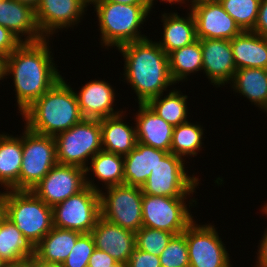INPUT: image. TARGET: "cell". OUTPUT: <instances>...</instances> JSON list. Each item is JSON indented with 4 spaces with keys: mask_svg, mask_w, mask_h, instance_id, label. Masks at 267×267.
<instances>
[{
    "mask_svg": "<svg viewBox=\"0 0 267 267\" xmlns=\"http://www.w3.org/2000/svg\"><path fill=\"white\" fill-rule=\"evenodd\" d=\"M49 42V38L22 42L6 57L5 76L13 78L17 113L26 110L63 77L54 63Z\"/></svg>",
    "mask_w": 267,
    "mask_h": 267,
    "instance_id": "cell-1",
    "label": "cell"
},
{
    "mask_svg": "<svg viewBox=\"0 0 267 267\" xmlns=\"http://www.w3.org/2000/svg\"><path fill=\"white\" fill-rule=\"evenodd\" d=\"M124 58V82L134 90L138 104H146L152 98L167 91L176 83L169 70V59L157 41L149 38L134 41L117 48Z\"/></svg>",
    "mask_w": 267,
    "mask_h": 267,
    "instance_id": "cell-2",
    "label": "cell"
},
{
    "mask_svg": "<svg viewBox=\"0 0 267 267\" xmlns=\"http://www.w3.org/2000/svg\"><path fill=\"white\" fill-rule=\"evenodd\" d=\"M64 78L20 113L29 130L55 137L84 119L75 91Z\"/></svg>",
    "mask_w": 267,
    "mask_h": 267,
    "instance_id": "cell-3",
    "label": "cell"
},
{
    "mask_svg": "<svg viewBox=\"0 0 267 267\" xmlns=\"http://www.w3.org/2000/svg\"><path fill=\"white\" fill-rule=\"evenodd\" d=\"M93 5L100 30L101 47L109 49L116 46L148 38L141 33L150 11L146 4H121L106 0H90Z\"/></svg>",
    "mask_w": 267,
    "mask_h": 267,
    "instance_id": "cell-4",
    "label": "cell"
},
{
    "mask_svg": "<svg viewBox=\"0 0 267 267\" xmlns=\"http://www.w3.org/2000/svg\"><path fill=\"white\" fill-rule=\"evenodd\" d=\"M6 217L34 246L53 228L52 207L32 190L8 189Z\"/></svg>",
    "mask_w": 267,
    "mask_h": 267,
    "instance_id": "cell-5",
    "label": "cell"
},
{
    "mask_svg": "<svg viewBox=\"0 0 267 267\" xmlns=\"http://www.w3.org/2000/svg\"><path fill=\"white\" fill-rule=\"evenodd\" d=\"M54 138L59 164L86 169L91 158L102 150L101 126L98 119H83Z\"/></svg>",
    "mask_w": 267,
    "mask_h": 267,
    "instance_id": "cell-6",
    "label": "cell"
},
{
    "mask_svg": "<svg viewBox=\"0 0 267 267\" xmlns=\"http://www.w3.org/2000/svg\"><path fill=\"white\" fill-rule=\"evenodd\" d=\"M188 198L190 197H165L143 194L142 226L165 230L174 235L183 233L195 220L189 208L193 207L194 204L196 207L197 201L194 197L189 201L187 200ZM186 201L189 204H186Z\"/></svg>",
    "mask_w": 267,
    "mask_h": 267,
    "instance_id": "cell-7",
    "label": "cell"
},
{
    "mask_svg": "<svg viewBox=\"0 0 267 267\" xmlns=\"http://www.w3.org/2000/svg\"><path fill=\"white\" fill-rule=\"evenodd\" d=\"M186 161L168 152L151 170L145 184L141 187L143 194L165 197H192L199 185L198 176L185 171Z\"/></svg>",
    "mask_w": 267,
    "mask_h": 267,
    "instance_id": "cell-8",
    "label": "cell"
},
{
    "mask_svg": "<svg viewBox=\"0 0 267 267\" xmlns=\"http://www.w3.org/2000/svg\"><path fill=\"white\" fill-rule=\"evenodd\" d=\"M22 151L19 190H32L58 163L55 138L35 133L24 126Z\"/></svg>",
    "mask_w": 267,
    "mask_h": 267,
    "instance_id": "cell-9",
    "label": "cell"
},
{
    "mask_svg": "<svg viewBox=\"0 0 267 267\" xmlns=\"http://www.w3.org/2000/svg\"><path fill=\"white\" fill-rule=\"evenodd\" d=\"M100 191L101 217L136 233L142 227V188L126 184Z\"/></svg>",
    "mask_w": 267,
    "mask_h": 267,
    "instance_id": "cell-10",
    "label": "cell"
},
{
    "mask_svg": "<svg viewBox=\"0 0 267 267\" xmlns=\"http://www.w3.org/2000/svg\"><path fill=\"white\" fill-rule=\"evenodd\" d=\"M53 226L81 234L90 233L101 217L99 192L86 186L52 207Z\"/></svg>",
    "mask_w": 267,
    "mask_h": 267,
    "instance_id": "cell-11",
    "label": "cell"
},
{
    "mask_svg": "<svg viewBox=\"0 0 267 267\" xmlns=\"http://www.w3.org/2000/svg\"><path fill=\"white\" fill-rule=\"evenodd\" d=\"M215 225L194 220L183 232L186 236L189 267H233Z\"/></svg>",
    "mask_w": 267,
    "mask_h": 267,
    "instance_id": "cell-12",
    "label": "cell"
},
{
    "mask_svg": "<svg viewBox=\"0 0 267 267\" xmlns=\"http://www.w3.org/2000/svg\"><path fill=\"white\" fill-rule=\"evenodd\" d=\"M86 186L85 169L57 163L32 191L48 206L53 207Z\"/></svg>",
    "mask_w": 267,
    "mask_h": 267,
    "instance_id": "cell-13",
    "label": "cell"
},
{
    "mask_svg": "<svg viewBox=\"0 0 267 267\" xmlns=\"http://www.w3.org/2000/svg\"><path fill=\"white\" fill-rule=\"evenodd\" d=\"M89 5L90 0H41L35 17L42 36L51 39L58 29L77 26Z\"/></svg>",
    "mask_w": 267,
    "mask_h": 267,
    "instance_id": "cell-14",
    "label": "cell"
},
{
    "mask_svg": "<svg viewBox=\"0 0 267 267\" xmlns=\"http://www.w3.org/2000/svg\"><path fill=\"white\" fill-rule=\"evenodd\" d=\"M197 39L232 40L242 30L218 0L196 5L192 9Z\"/></svg>",
    "mask_w": 267,
    "mask_h": 267,
    "instance_id": "cell-15",
    "label": "cell"
},
{
    "mask_svg": "<svg viewBox=\"0 0 267 267\" xmlns=\"http://www.w3.org/2000/svg\"><path fill=\"white\" fill-rule=\"evenodd\" d=\"M202 50V71L214 86L229 84L237 70L234 62L230 40L199 39Z\"/></svg>",
    "mask_w": 267,
    "mask_h": 267,
    "instance_id": "cell-16",
    "label": "cell"
},
{
    "mask_svg": "<svg viewBox=\"0 0 267 267\" xmlns=\"http://www.w3.org/2000/svg\"><path fill=\"white\" fill-rule=\"evenodd\" d=\"M79 109L84 119H103L124 112L114 110L115 89L108 81L92 80L76 92Z\"/></svg>",
    "mask_w": 267,
    "mask_h": 267,
    "instance_id": "cell-17",
    "label": "cell"
},
{
    "mask_svg": "<svg viewBox=\"0 0 267 267\" xmlns=\"http://www.w3.org/2000/svg\"><path fill=\"white\" fill-rule=\"evenodd\" d=\"M95 248L107 252L117 262L127 263L135 249V233L100 217L90 232Z\"/></svg>",
    "mask_w": 267,
    "mask_h": 267,
    "instance_id": "cell-18",
    "label": "cell"
},
{
    "mask_svg": "<svg viewBox=\"0 0 267 267\" xmlns=\"http://www.w3.org/2000/svg\"><path fill=\"white\" fill-rule=\"evenodd\" d=\"M0 25L7 28L21 42L44 39L36 22L35 9L17 0L0 1ZM25 38H22V37Z\"/></svg>",
    "mask_w": 267,
    "mask_h": 267,
    "instance_id": "cell-19",
    "label": "cell"
},
{
    "mask_svg": "<svg viewBox=\"0 0 267 267\" xmlns=\"http://www.w3.org/2000/svg\"><path fill=\"white\" fill-rule=\"evenodd\" d=\"M134 116L137 142L170 152L173 126L155 114L147 104H138Z\"/></svg>",
    "mask_w": 267,
    "mask_h": 267,
    "instance_id": "cell-20",
    "label": "cell"
},
{
    "mask_svg": "<svg viewBox=\"0 0 267 267\" xmlns=\"http://www.w3.org/2000/svg\"><path fill=\"white\" fill-rule=\"evenodd\" d=\"M168 152L137 142L124 157V184L142 187L157 163Z\"/></svg>",
    "mask_w": 267,
    "mask_h": 267,
    "instance_id": "cell-21",
    "label": "cell"
},
{
    "mask_svg": "<svg viewBox=\"0 0 267 267\" xmlns=\"http://www.w3.org/2000/svg\"><path fill=\"white\" fill-rule=\"evenodd\" d=\"M163 36L157 43L168 55L170 52L192 44L197 40L196 22L191 11L186 16L178 12L162 13Z\"/></svg>",
    "mask_w": 267,
    "mask_h": 267,
    "instance_id": "cell-22",
    "label": "cell"
},
{
    "mask_svg": "<svg viewBox=\"0 0 267 267\" xmlns=\"http://www.w3.org/2000/svg\"><path fill=\"white\" fill-rule=\"evenodd\" d=\"M235 66L267 69V37L242 31L230 40Z\"/></svg>",
    "mask_w": 267,
    "mask_h": 267,
    "instance_id": "cell-23",
    "label": "cell"
},
{
    "mask_svg": "<svg viewBox=\"0 0 267 267\" xmlns=\"http://www.w3.org/2000/svg\"><path fill=\"white\" fill-rule=\"evenodd\" d=\"M125 112L100 119L102 149L122 156L129 154L137 143L136 127L124 122Z\"/></svg>",
    "mask_w": 267,
    "mask_h": 267,
    "instance_id": "cell-24",
    "label": "cell"
},
{
    "mask_svg": "<svg viewBox=\"0 0 267 267\" xmlns=\"http://www.w3.org/2000/svg\"><path fill=\"white\" fill-rule=\"evenodd\" d=\"M90 166L85 169L86 172V185L96 190L101 191L100 187L94 183L96 177L98 182L101 181L105 188L110 186L124 184V157L113 152L101 150L91 158ZM93 172V180L89 179L87 175Z\"/></svg>",
    "mask_w": 267,
    "mask_h": 267,
    "instance_id": "cell-25",
    "label": "cell"
},
{
    "mask_svg": "<svg viewBox=\"0 0 267 267\" xmlns=\"http://www.w3.org/2000/svg\"><path fill=\"white\" fill-rule=\"evenodd\" d=\"M23 151L22 135L0 134V186L6 189L19 190Z\"/></svg>",
    "mask_w": 267,
    "mask_h": 267,
    "instance_id": "cell-26",
    "label": "cell"
},
{
    "mask_svg": "<svg viewBox=\"0 0 267 267\" xmlns=\"http://www.w3.org/2000/svg\"><path fill=\"white\" fill-rule=\"evenodd\" d=\"M80 235V232L53 226L35 246V256L43 262L62 264Z\"/></svg>",
    "mask_w": 267,
    "mask_h": 267,
    "instance_id": "cell-27",
    "label": "cell"
},
{
    "mask_svg": "<svg viewBox=\"0 0 267 267\" xmlns=\"http://www.w3.org/2000/svg\"><path fill=\"white\" fill-rule=\"evenodd\" d=\"M230 86L235 93L243 95L260 110L267 105V69H237Z\"/></svg>",
    "mask_w": 267,
    "mask_h": 267,
    "instance_id": "cell-28",
    "label": "cell"
},
{
    "mask_svg": "<svg viewBox=\"0 0 267 267\" xmlns=\"http://www.w3.org/2000/svg\"><path fill=\"white\" fill-rule=\"evenodd\" d=\"M35 256V246L7 217L0 222V258L6 264Z\"/></svg>",
    "mask_w": 267,
    "mask_h": 267,
    "instance_id": "cell-29",
    "label": "cell"
},
{
    "mask_svg": "<svg viewBox=\"0 0 267 267\" xmlns=\"http://www.w3.org/2000/svg\"><path fill=\"white\" fill-rule=\"evenodd\" d=\"M168 59L170 75L176 84L183 83L198 71L202 72L203 59L200 40L197 39L190 45L170 52Z\"/></svg>",
    "mask_w": 267,
    "mask_h": 267,
    "instance_id": "cell-30",
    "label": "cell"
},
{
    "mask_svg": "<svg viewBox=\"0 0 267 267\" xmlns=\"http://www.w3.org/2000/svg\"><path fill=\"white\" fill-rule=\"evenodd\" d=\"M187 99V95L172 88L167 95L161 94L152 98L146 104L165 122L175 127L188 121L187 115L190 113H188Z\"/></svg>",
    "mask_w": 267,
    "mask_h": 267,
    "instance_id": "cell-31",
    "label": "cell"
},
{
    "mask_svg": "<svg viewBox=\"0 0 267 267\" xmlns=\"http://www.w3.org/2000/svg\"><path fill=\"white\" fill-rule=\"evenodd\" d=\"M196 123L187 121L173 128L171 153L186 160L185 157L197 156L204 148L202 141L205 129L198 122Z\"/></svg>",
    "mask_w": 267,
    "mask_h": 267,
    "instance_id": "cell-32",
    "label": "cell"
},
{
    "mask_svg": "<svg viewBox=\"0 0 267 267\" xmlns=\"http://www.w3.org/2000/svg\"><path fill=\"white\" fill-rule=\"evenodd\" d=\"M242 31H252L261 0H218Z\"/></svg>",
    "mask_w": 267,
    "mask_h": 267,
    "instance_id": "cell-33",
    "label": "cell"
},
{
    "mask_svg": "<svg viewBox=\"0 0 267 267\" xmlns=\"http://www.w3.org/2000/svg\"><path fill=\"white\" fill-rule=\"evenodd\" d=\"M173 236V233L165 230L142 226L135 233V245L137 249L159 257Z\"/></svg>",
    "mask_w": 267,
    "mask_h": 267,
    "instance_id": "cell-34",
    "label": "cell"
},
{
    "mask_svg": "<svg viewBox=\"0 0 267 267\" xmlns=\"http://www.w3.org/2000/svg\"><path fill=\"white\" fill-rule=\"evenodd\" d=\"M161 267H189L186 236L174 235L159 255Z\"/></svg>",
    "mask_w": 267,
    "mask_h": 267,
    "instance_id": "cell-35",
    "label": "cell"
},
{
    "mask_svg": "<svg viewBox=\"0 0 267 267\" xmlns=\"http://www.w3.org/2000/svg\"><path fill=\"white\" fill-rule=\"evenodd\" d=\"M95 249V243L90 233L81 234L62 267H88L89 258Z\"/></svg>",
    "mask_w": 267,
    "mask_h": 267,
    "instance_id": "cell-36",
    "label": "cell"
},
{
    "mask_svg": "<svg viewBox=\"0 0 267 267\" xmlns=\"http://www.w3.org/2000/svg\"><path fill=\"white\" fill-rule=\"evenodd\" d=\"M128 267H161L160 258L135 247L127 262Z\"/></svg>",
    "mask_w": 267,
    "mask_h": 267,
    "instance_id": "cell-37",
    "label": "cell"
},
{
    "mask_svg": "<svg viewBox=\"0 0 267 267\" xmlns=\"http://www.w3.org/2000/svg\"><path fill=\"white\" fill-rule=\"evenodd\" d=\"M21 43L13 33L0 25V54L9 56Z\"/></svg>",
    "mask_w": 267,
    "mask_h": 267,
    "instance_id": "cell-38",
    "label": "cell"
},
{
    "mask_svg": "<svg viewBox=\"0 0 267 267\" xmlns=\"http://www.w3.org/2000/svg\"><path fill=\"white\" fill-rule=\"evenodd\" d=\"M117 261L107 252L95 248L89 258L88 267H110Z\"/></svg>",
    "mask_w": 267,
    "mask_h": 267,
    "instance_id": "cell-39",
    "label": "cell"
},
{
    "mask_svg": "<svg viewBox=\"0 0 267 267\" xmlns=\"http://www.w3.org/2000/svg\"><path fill=\"white\" fill-rule=\"evenodd\" d=\"M252 32L267 37V0H261L258 18Z\"/></svg>",
    "mask_w": 267,
    "mask_h": 267,
    "instance_id": "cell-40",
    "label": "cell"
},
{
    "mask_svg": "<svg viewBox=\"0 0 267 267\" xmlns=\"http://www.w3.org/2000/svg\"><path fill=\"white\" fill-rule=\"evenodd\" d=\"M263 238L260 241L257 253L256 265L254 267H267V228L264 230Z\"/></svg>",
    "mask_w": 267,
    "mask_h": 267,
    "instance_id": "cell-41",
    "label": "cell"
},
{
    "mask_svg": "<svg viewBox=\"0 0 267 267\" xmlns=\"http://www.w3.org/2000/svg\"><path fill=\"white\" fill-rule=\"evenodd\" d=\"M8 197V189L0 191V222L6 217V201Z\"/></svg>",
    "mask_w": 267,
    "mask_h": 267,
    "instance_id": "cell-42",
    "label": "cell"
},
{
    "mask_svg": "<svg viewBox=\"0 0 267 267\" xmlns=\"http://www.w3.org/2000/svg\"><path fill=\"white\" fill-rule=\"evenodd\" d=\"M32 267H62V265L58 263L43 262L40 259H38L36 256H33Z\"/></svg>",
    "mask_w": 267,
    "mask_h": 267,
    "instance_id": "cell-43",
    "label": "cell"
},
{
    "mask_svg": "<svg viewBox=\"0 0 267 267\" xmlns=\"http://www.w3.org/2000/svg\"><path fill=\"white\" fill-rule=\"evenodd\" d=\"M155 1H157V0H145V2H146V5H147V8H148V10L151 12L152 11V8H154L153 7V5H154V2ZM164 2V3H169V5L171 4H180V5H182V4H186L185 2H184V0H160L159 2Z\"/></svg>",
    "mask_w": 267,
    "mask_h": 267,
    "instance_id": "cell-44",
    "label": "cell"
},
{
    "mask_svg": "<svg viewBox=\"0 0 267 267\" xmlns=\"http://www.w3.org/2000/svg\"><path fill=\"white\" fill-rule=\"evenodd\" d=\"M6 267H32V257L17 263L6 264Z\"/></svg>",
    "mask_w": 267,
    "mask_h": 267,
    "instance_id": "cell-45",
    "label": "cell"
},
{
    "mask_svg": "<svg viewBox=\"0 0 267 267\" xmlns=\"http://www.w3.org/2000/svg\"><path fill=\"white\" fill-rule=\"evenodd\" d=\"M5 61H6V57L0 54V80H4L8 78L5 76Z\"/></svg>",
    "mask_w": 267,
    "mask_h": 267,
    "instance_id": "cell-46",
    "label": "cell"
},
{
    "mask_svg": "<svg viewBox=\"0 0 267 267\" xmlns=\"http://www.w3.org/2000/svg\"><path fill=\"white\" fill-rule=\"evenodd\" d=\"M108 2L121 4H146L145 0H106Z\"/></svg>",
    "mask_w": 267,
    "mask_h": 267,
    "instance_id": "cell-47",
    "label": "cell"
},
{
    "mask_svg": "<svg viewBox=\"0 0 267 267\" xmlns=\"http://www.w3.org/2000/svg\"><path fill=\"white\" fill-rule=\"evenodd\" d=\"M186 1H187V3H189V1H190V3L188 4L189 5V10H190L193 7H195L196 5L207 3V2L216 1V0H184V2H186Z\"/></svg>",
    "mask_w": 267,
    "mask_h": 267,
    "instance_id": "cell-48",
    "label": "cell"
},
{
    "mask_svg": "<svg viewBox=\"0 0 267 267\" xmlns=\"http://www.w3.org/2000/svg\"><path fill=\"white\" fill-rule=\"evenodd\" d=\"M20 3L27 4L31 6L33 9H36L40 3L41 0H17Z\"/></svg>",
    "mask_w": 267,
    "mask_h": 267,
    "instance_id": "cell-49",
    "label": "cell"
},
{
    "mask_svg": "<svg viewBox=\"0 0 267 267\" xmlns=\"http://www.w3.org/2000/svg\"><path fill=\"white\" fill-rule=\"evenodd\" d=\"M110 267H128L127 263H122V262H116L114 265Z\"/></svg>",
    "mask_w": 267,
    "mask_h": 267,
    "instance_id": "cell-50",
    "label": "cell"
},
{
    "mask_svg": "<svg viewBox=\"0 0 267 267\" xmlns=\"http://www.w3.org/2000/svg\"><path fill=\"white\" fill-rule=\"evenodd\" d=\"M265 205H263L262 207H261V212H262V214H265L266 216H267V202L266 203H264Z\"/></svg>",
    "mask_w": 267,
    "mask_h": 267,
    "instance_id": "cell-51",
    "label": "cell"
},
{
    "mask_svg": "<svg viewBox=\"0 0 267 267\" xmlns=\"http://www.w3.org/2000/svg\"><path fill=\"white\" fill-rule=\"evenodd\" d=\"M0 267H6V263L0 258Z\"/></svg>",
    "mask_w": 267,
    "mask_h": 267,
    "instance_id": "cell-52",
    "label": "cell"
},
{
    "mask_svg": "<svg viewBox=\"0 0 267 267\" xmlns=\"http://www.w3.org/2000/svg\"><path fill=\"white\" fill-rule=\"evenodd\" d=\"M263 112L267 113V105L264 107Z\"/></svg>",
    "mask_w": 267,
    "mask_h": 267,
    "instance_id": "cell-53",
    "label": "cell"
}]
</instances>
